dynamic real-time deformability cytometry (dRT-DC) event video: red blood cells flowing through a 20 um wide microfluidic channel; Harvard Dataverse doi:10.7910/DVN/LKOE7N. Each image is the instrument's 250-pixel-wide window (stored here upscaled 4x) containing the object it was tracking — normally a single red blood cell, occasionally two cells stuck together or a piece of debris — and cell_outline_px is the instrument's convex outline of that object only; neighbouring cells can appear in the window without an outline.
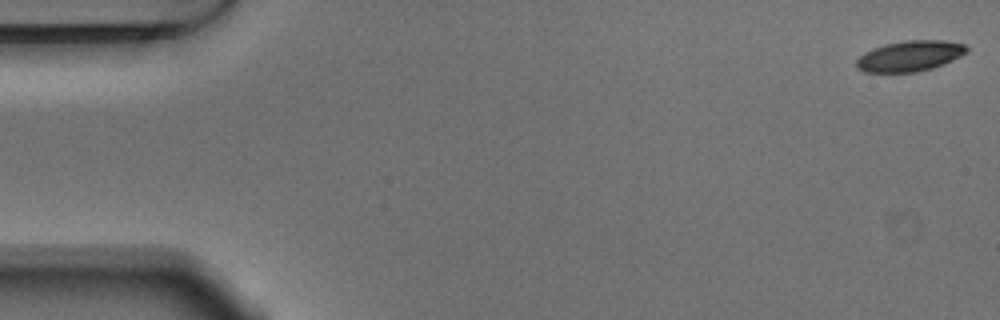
{"species": "Egyptian fruit bat (a non-hibernating species)", "species_latin": "Rousettus aegyptiacus", "temperature_condition": "warm", "stored_images_in_passage": 54, "camera_frame_rate_fps": 3000, "um_per_image_px": 0.085, "animal": {"sex": "male"}, "frame": {"image": 1, "passage_image": 1, "time_ms": 0.0, "image_size_px": [1000, 320], "cell_outline_px": [[968, 52], [952, 60], [932, 68], [916, 72], [864, 72], [856, 68], [856, 60], [864, 52], [872, 48], [884, 44], [904, 40], [944, 40], [964, 44], [968, 48]], "centroid_in_image_um": [77.31, 4.75], "position_along_channel_um": 7.7, "area_um2": 19.77}}
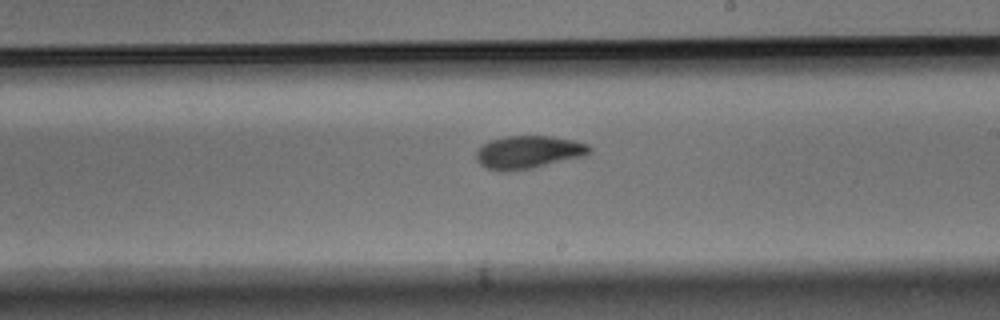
{"frame": {"image": 2, "passage_image": 31, "time_ms": 10.0, "image_size_px": [1000, 320], "cell_outline_px": [[592, 152], [588, 156], [532, 168], [508, 172], [504, 172], [488, 168], [480, 164], [476, 160], [476, 152], [484, 144], [492, 140], [504, 136], [552, 136], [576, 140], [588, 144], [592, 148]], "centroid_in_image_um": [44.99, 12.94], "position_along_channel_um": 244.0, "area_um2": 22.02}}
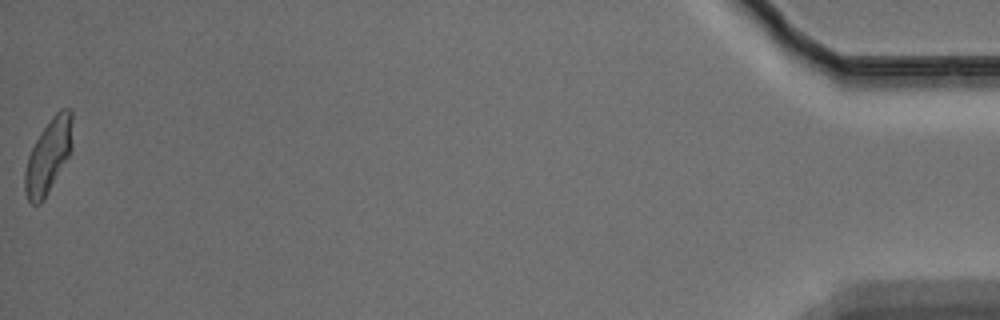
{"frame": {"image": 3, "passage_image": 54, "time_ms": 17.667, "image_size_px": [1000, 320], "cell_outline_px": [[72, 148], [68, 156], [44, 200], [40, 204], [32, 204], [28, 200], [24, 192], [24, 172], [28, 156], [40, 132], [52, 116], [60, 108], [72, 108]], "centroid_in_image_um": [4.11, 13.25], "position_along_channel_um": 431.1, "area_um2": 20.58}, "authors_computed_cell_mechanics": {"area_um2": 20.5768, "velocity_mm_per_s": 3.7328, "shape_relaxation_time_tau1_ms": 4.6861, "shape_relaxation_time_tau2_ms": 2.8795, "deformation_change_tau1": 0.1436, "deformation_change_tau2": 0.0836}}